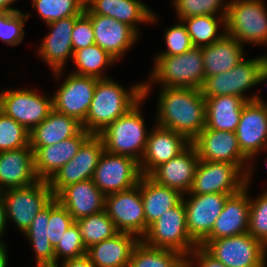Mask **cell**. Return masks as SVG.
<instances>
[{"label": "cell", "mask_w": 267, "mask_h": 267, "mask_svg": "<svg viewBox=\"0 0 267 267\" xmlns=\"http://www.w3.org/2000/svg\"><path fill=\"white\" fill-rule=\"evenodd\" d=\"M159 92L155 124L192 142L205 127V97L201 90L161 87Z\"/></svg>", "instance_id": "cell-1"}, {"label": "cell", "mask_w": 267, "mask_h": 267, "mask_svg": "<svg viewBox=\"0 0 267 267\" xmlns=\"http://www.w3.org/2000/svg\"><path fill=\"white\" fill-rule=\"evenodd\" d=\"M46 96L36 89L0 90V110L30 132L53 109L52 95Z\"/></svg>", "instance_id": "cell-12"}, {"label": "cell", "mask_w": 267, "mask_h": 267, "mask_svg": "<svg viewBox=\"0 0 267 267\" xmlns=\"http://www.w3.org/2000/svg\"><path fill=\"white\" fill-rule=\"evenodd\" d=\"M142 98V82L133 84L127 90L115 79H99L82 126L91 135H99L116 119L125 115Z\"/></svg>", "instance_id": "cell-2"}, {"label": "cell", "mask_w": 267, "mask_h": 267, "mask_svg": "<svg viewBox=\"0 0 267 267\" xmlns=\"http://www.w3.org/2000/svg\"><path fill=\"white\" fill-rule=\"evenodd\" d=\"M71 38L74 52L95 44L92 22L85 12L76 18Z\"/></svg>", "instance_id": "cell-46"}, {"label": "cell", "mask_w": 267, "mask_h": 267, "mask_svg": "<svg viewBox=\"0 0 267 267\" xmlns=\"http://www.w3.org/2000/svg\"><path fill=\"white\" fill-rule=\"evenodd\" d=\"M191 144L200 160L247 166L250 164L240 150L235 132L204 128Z\"/></svg>", "instance_id": "cell-19"}, {"label": "cell", "mask_w": 267, "mask_h": 267, "mask_svg": "<svg viewBox=\"0 0 267 267\" xmlns=\"http://www.w3.org/2000/svg\"><path fill=\"white\" fill-rule=\"evenodd\" d=\"M14 2H16V0H0V11H3V12H20V9L12 7Z\"/></svg>", "instance_id": "cell-50"}, {"label": "cell", "mask_w": 267, "mask_h": 267, "mask_svg": "<svg viewBox=\"0 0 267 267\" xmlns=\"http://www.w3.org/2000/svg\"><path fill=\"white\" fill-rule=\"evenodd\" d=\"M91 136L84 128L75 136L54 145L31 147L34 167L39 180L49 181L55 173L77 154L81 145Z\"/></svg>", "instance_id": "cell-22"}, {"label": "cell", "mask_w": 267, "mask_h": 267, "mask_svg": "<svg viewBox=\"0 0 267 267\" xmlns=\"http://www.w3.org/2000/svg\"><path fill=\"white\" fill-rule=\"evenodd\" d=\"M139 238L130 233L118 232L87 248L86 255L95 267H128L132 251Z\"/></svg>", "instance_id": "cell-28"}, {"label": "cell", "mask_w": 267, "mask_h": 267, "mask_svg": "<svg viewBox=\"0 0 267 267\" xmlns=\"http://www.w3.org/2000/svg\"><path fill=\"white\" fill-rule=\"evenodd\" d=\"M72 60L77 68L73 73L97 79L109 78L103 73V71L105 72L104 68L117 62L114 57L97 44L76 50Z\"/></svg>", "instance_id": "cell-35"}, {"label": "cell", "mask_w": 267, "mask_h": 267, "mask_svg": "<svg viewBox=\"0 0 267 267\" xmlns=\"http://www.w3.org/2000/svg\"><path fill=\"white\" fill-rule=\"evenodd\" d=\"M105 211L118 232L134 234L139 239L147 232L140 181L129 190L106 195Z\"/></svg>", "instance_id": "cell-14"}, {"label": "cell", "mask_w": 267, "mask_h": 267, "mask_svg": "<svg viewBox=\"0 0 267 267\" xmlns=\"http://www.w3.org/2000/svg\"><path fill=\"white\" fill-rule=\"evenodd\" d=\"M143 100L145 98L99 134L105 151L131 157L140 163L149 135L141 112Z\"/></svg>", "instance_id": "cell-4"}, {"label": "cell", "mask_w": 267, "mask_h": 267, "mask_svg": "<svg viewBox=\"0 0 267 267\" xmlns=\"http://www.w3.org/2000/svg\"><path fill=\"white\" fill-rule=\"evenodd\" d=\"M140 194L148 226L176 206L183 196L176 189L156 183L148 175L140 178Z\"/></svg>", "instance_id": "cell-32"}, {"label": "cell", "mask_w": 267, "mask_h": 267, "mask_svg": "<svg viewBox=\"0 0 267 267\" xmlns=\"http://www.w3.org/2000/svg\"><path fill=\"white\" fill-rule=\"evenodd\" d=\"M141 240L149 246L177 251L187 257L198 245L188 234L183 200L150 224Z\"/></svg>", "instance_id": "cell-7"}, {"label": "cell", "mask_w": 267, "mask_h": 267, "mask_svg": "<svg viewBox=\"0 0 267 267\" xmlns=\"http://www.w3.org/2000/svg\"><path fill=\"white\" fill-rule=\"evenodd\" d=\"M266 55L251 59H243L229 71L205 77L201 93L204 97L220 95H233L243 98L245 101H253L256 94L246 96L251 87L259 84V74Z\"/></svg>", "instance_id": "cell-11"}, {"label": "cell", "mask_w": 267, "mask_h": 267, "mask_svg": "<svg viewBox=\"0 0 267 267\" xmlns=\"http://www.w3.org/2000/svg\"><path fill=\"white\" fill-rule=\"evenodd\" d=\"M267 81V55L262 63L260 74H259V83Z\"/></svg>", "instance_id": "cell-51"}, {"label": "cell", "mask_w": 267, "mask_h": 267, "mask_svg": "<svg viewBox=\"0 0 267 267\" xmlns=\"http://www.w3.org/2000/svg\"><path fill=\"white\" fill-rule=\"evenodd\" d=\"M248 233L267 247V190L251 198Z\"/></svg>", "instance_id": "cell-41"}, {"label": "cell", "mask_w": 267, "mask_h": 267, "mask_svg": "<svg viewBox=\"0 0 267 267\" xmlns=\"http://www.w3.org/2000/svg\"><path fill=\"white\" fill-rule=\"evenodd\" d=\"M30 132L0 110V152L29 145Z\"/></svg>", "instance_id": "cell-40"}, {"label": "cell", "mask_w": 267, "mask_h": 267, "mask_svg": "<svg viewBox=\"0 0 267 267\" xmlns=\"http://www.w3.org/2000/svg\"><path fill=\"white\" fill-rule=\"evenodd\" d=\"M244 45L225 34L220 40L202 47L205 77L229 71L245 59Z\"/></svg>", "instance_id": "cell-30"}, {"label": "cell", "mask_w": 267, "mask_h": 267, "mask_svg": "<svg viewBox=\"0 0 267 267\" xmlns=\"http://www.w3.org/2000/svg\"><path fill=\"white\" fill-rule=\"evenodd\" d=\"M264 0H230L226 34L241 44L267 45V6Z\"/></svg>", "instance_id": "cell-5"}, {"label": "cell", "mask_w": 267, "mask_h": 267, "mask_svg": "<svg viewBox=\"0 0 267 267\" xmlns=\"http://www.w3.org/2000/svg\"><path fill=\"white\" fill-rule=\"evenodd\" d=\"M59 264L62 265L61 267H95L87 255L78 258L68 259L63 261L62 263L59 262L57 267H59Z\"/></svg>", "instance_id": "cell-48"}, {"label": "cell", "mask_w": 267, "mask_h": 267, "mask_svg": "<svg viewBox=\"0 0 267 267\" xmlns=\"http://www.w3.org/2000/svg\"><path fill=\"white\" fill-rule=\"evenodd\" d=\"M32 8L37 10L45 24L70 16H79L85 10L86 0H32Z\"/></svg>", "instance_id": "cell-38"}, {"label": "cell", "mask_w": 267, "mask_h": 267, "mask_svg": "<svg viewBox=\"0 0 267 267\" xmlns=\"http://www.w3.org/2000/svg\"><path fill=\"white\" fill-rule=\"evenodd\" d=\"M49 204L37 213L30 227L23 233L32 245L36 267H56L54 247L48 234Z\"/></svg>", "instance_id": "cell-33"}, {"label": "cell", "mask_w": 267, "mask_h": 267, "mask_svg": "<svg viewBox=\"0 0 267 267\" xmlns=\"http://www.w3.org/2000/svg\"><path fill=\"white\" fill-rule=\"evenodd\" d=\"M39 181L34 167L33 149L28 145L0 152V191L27 187Z\"/></svg>", "instance_id": "cell-26"}, {"label": "cell", "mask_w": 267, "mask_h": 267, "mask_svg": "<svg viewBox=\"0 0 267 267\" xmlns=\"http://www.w3.org/2000/svg\"><path fill=\"white\" fill-rule=\"evenodd\" d=\"M249 166L200 160L192 186L186 194L238 193L246 186Z\"/></svg>", "instance_id": "cell-10"}, {"label": "cell", "mask_w": 267, "mask_h": 267, "mask_svg": "<svg viewBox=\"0 0 267 267\" xmlns=\"http://www.w3.org/2000/svg\"><path fill=\"white\" fill-rule=\"evenodd\" d=\"M86 14L104 15L132 27L139 34L142 23H157L158 17L140 0H86ZM140 23V24H139Z\"/></svg>", "instance_id": "cell-25"}, {"label": "cell", "mask_w": 267, "mask_h": 267, "mask_svg": "<svg viewBox=\"0 0 267 267\" xmlns=\"http://www.w3.org/2000/svg\"><path fill=\"white\" fill-rule=\"evenodd\" d=\"M246 102L233 95L205 97L204 128L235 132Z\"/></svg>", "instance_id": "cell-31"}, {"label": "cell", "mask_w": 267, "mask_h": 267, "mask_svg": "<svg viewBox=\"0 0 267 267\" xmlns=\"http://www.w3.org/2000/svg\"><path fill=\"white\" fill-rule=\"evenodd\" d=\"M7 222L17 225L23 234L31 225L39 211L45 208L54 198L48 181L39 180L27 187L8 188L0 191Z\"/></svg>", "instance_id": "cell-8"}, {"label": "cell", "mask_w": 267, "mask_h": 267, "mask_svg": "<svg viewBox=\"0 0 267 267\" xmlns=\"http://www.w3.org/2000/svg\"><path fill=\"white\" fill-rule=\"evenodd\" d=\"M7 252L6 246L0 247V267H7Z\"/></svg>", "instance_id": "cell-52"}, {"label": "cell", "mask_w": 267, "mask_h": 267, "mask_svg": "<svg viewBox=\"0 0 267 267\" xmlns=\"http://www.w3.org/2000/svg\"><path fill=\"white\" fill-rule=\"evenodd\" d=\"M56 257V267L59 263V259L68 260L78 258L86 255L87 249L82 240L79 226L76 221L68 227L64 232L63 237L60 238L59 243L54 248Z\"/></svg>", "instance_id": "cell-42"}, {"label": "cell", "mask_w": 267, "mask_h": 267, "mask_svg": "<svg viewBox=\"0 0 267 267\" xmlns=\"http://www.w3.org/2000/svg\"><path fill=\"white\" fill-rule=\"evenodd\" d=\"M55 198L67 209L74 221L105 210V195L92 179L66 186Z\"/></svg>", "instance_id": "cell-27"}, {"label": "cell", "mask_w": 267, "mask_h": 267, "mask_svg": "<svg viewBox=\"0 0 267 267\" xmlns=\"http://www.w3.org/2000/svg\"><path fill=\"white\" fill-rule=\"evenodd\" d=\"M177 23L165 31L164 40L167 49L156 55H178L185 53L193 47L185 25L181 20Z\"/></svg>", "instance_id": "cell-45"}, {"label": "cell", "mask_w": 267, "mask_h": 267, "mask_svg": "<svg viewBox=\"0 0 267 267\" xmlns=\"http://www.w3.org/2000/svg\"><path fill=\"white\" fill-rule=\"evenodd\" d=\"M229 196L220 193L183 194L188 234L197 245L211 233Z\"/></svg>", "instance_id": "cell-16"}, {"label": "cell", "mask_w": 267, "mask_h": 267, "mask_svg": "<svg viewBox=\"0 0 267 267\" xmlns=\"http://www.w3.org/2000/svg\"><path fill=\"white\" fill-rule=\"evenodd\" d=\"M98 80L70 72L52 95L53 109L83 123Z\"/></svg>", "instance_id": "cell-17"}, {"label": "cell", "mask_w": 267, "mask_h": 267, "mask_svg": "<svg viewBox=\"0 0 267 267\" xmlns=\"http://www.w3.org/2000/svg\"><path fill=\"white\" fill-rule=\"evenodd\" d=\"M30 13L1 11L0 39L9 46L19 45L24 37V24Z\"/></svg>", "instance_id": "cell-43"}, {"label": "cell", "mask_w": 267, "mask_h": 267, "mask_svg": "<svg viewBox=\"0 0 267 267\" xmlns=\"http://www.w3.org/2000/svg\"><path fill=\"white\" fill-rule=\"evenodd\" d=\"M191 38L193 46L203 47L220 40L225 34V17L215 15H200L181 19ZM224 27L219 33V28Z\"/></svg>", "instance_id": "cell-36"}, {"label": "cell", "mask_w": 267, "mask_h": 267, "mask_svg": "<svg viewBox=\"0 0 267 267\" xmlns=\"http://www.w3.org/2000/svg\"><path fill=\"white\" fill-rule=\"evenodd\" d=\"M142 177L139 162L135 159L104 150L92 180L106 196L135 187Z\"/></svg>", "instance_id": "cell-13"}, {"label": "cell", "mask_w": 267, "mask_h": 267, "mask_svg": "<svg viewBox=\"0 0 267 267\" xmlns=\"http://www.w3.org/2000/svg\"><path fill=\"white\" fill-rule=\"evenodd\" d=\"M225 267H266L267 247L248 232L200 244Z\"/></svg>", "instance_id": "cell-6"}, {"label": "cell", "mask_w": 267, "mask_h": 267, "mask_svg": "<svg viewBox=\"0 0 267 267\" xmlns=\"http://www.w3.org/2000/svg\"><path fill=\"white\" fill-rule=\"evenodd\" d=\"M7 226L6 209L2 198L0 197V238L5 232ZM7 246L3 240L0 239V247Z\"/></svg>", "instance_id": "cell-49"}, {"label": "cell", "mask_w": 267, "mask_h": 267, "mask_svg": "<svg viewBox=\"0 0 267 267\" xmlns=\"http://www.w3.org/2000/svg\"><path fill=\"white\" fill-rule=\"evenodd\" d=\"M249 187L250 185H246L241 191L227 198L223 210L215 220L211 233L204 240H216L248 232Z\"/></svg>", "instance_id": "cell-24"}, {"label": "cell", "mask_w": 267, "mask_h": 267, "mask_svg": "<svg viewBox=\"0 0 267 267\" xmlns=\"http://www.w3.org/2000/svg\"><path fill=\"white\" fill-rule=\"evenodd\" d=\"M235 134L242 154L251 162L246 172V185L251 184L253 159L267 149V102L258 95L242 109Z\"/></svg>", "instance_id": "cell-9"}, {"label": "cell", "mask_w": 267, "mask_h": 267, "mask_svg": "<svg viewBox=\"0 0 267 267\" xmlns=\"http://www.w3.org/2000/svg\"><path fill=\"white\" fill-rule=\"evenodd\" d=\"M224 0H173L178 21L200 15L224 16L226 18L228 2ZM221 10V12H220ZM220 12V13H219ZM219 14V15H218Z\"/></svg>", "instance_id": "cell-39"}, {"label": "cell", "mask_w": 267, "mask_h": 267, "mask_svg": "<svg viewBox=\"0 0 267 267\" xmlns=\"http://www.w3.org/2000/svg\"><path fill=\"white\" fill-rule=\"evenodd\" d=\"M0 29H1V11H0Z\"/></svg>", "instance_id": "cell-53"}, {"label": "cell", "mask_w": 267, "mask_h": 267, "mask_svg": "<svg viewBox=\"0 0 267 267\" xmlns=\"http://www.w3.org/2000/svg\"><path fill=\"white\" fill-rule=\"evenodd\" d=\"M191 142L182 134L154 125L149 131L146 149L140 160L142 175H149L156 167L183 152Z\"/></svg>", "instance_id": "cell-20"}, {"label": "cell", "mask_w": 267, "mask_h": 267, "mask_svg": "<svg viewBox=\"0 0 267 267\" xmlns=\"http://www.w3.org/2000/svg\"><path fill=\"white\" fill-rule=\"evenodd\" d=\"M200 159L190 144L178 156L156 167L148 176L156 183L178 190L182 195L189 192Z\"/></svg>", "instance_id": "cell-23"}, {"label": "cell", "mask_w": 267, "mask_h": 267, "mask_svg": "<svg viewBox=\"0 0 267 267\" xmlns=\"http://www.w3.org/2000/svg\"><path fill=\"white\" fill-rule=\"evenodd\" d=\"M186 267H225V266L217 259H215L213 256H211L202 246L198 245L186 257Z\"/></svg>", "instance_id": "cell-47"}, {"label": "cell", "mask_w": 267, "mask_h": 267, "mask_svg": "<svg viewBox=\"0 0 267 267\" xmlns=\"http://www.w3.org/2000/svg\"><path fill=\"white\" fill-rule=\"evenodd\" d=\"M128 267H186V257L177 251L149 246L140 239Z\"/></svg>", "instance_id": "cell-34"}, {"label": "cell", "mask_w": 267, "mask_h": 267, "mask_svg": "<svg viewBox=\"0 0 267 267\" xmlns=\"http://www.w3.org/2000/svg\"><path fill=\"white\" fill-rule=\"evenodd\" d=\"M76 223L79 226L80 234L86 249L105 239L112 238L118 233L112 219L105 210L78 219Z\"/></svg>", "instance_id": "cell-37"}, {"label": "cell", "mask_w": 267, "mask_h": 267, "mask_svg": "<svg viewBox=\"0 0 267 267\" xmlns=\"http://www.w3.org/2000/svg\"><path fill=\"white\" fill-rule=\"evenodd\" d=\"M77 17L70 16L46 24L50 31L38 46L37 56L42 57L41 59L50 66L56 79L63 73L67 60L73 59L71 34Z\"/></svg>", "instance_id": "cell-18"}, {"label": "cell", "mask_w": 267, "mask_h": 267, "mask_svg": "<svg viewBox=\"0 0 267 267\" xmlns=\"http://www.w3.org/2000/svg\"><path fill=\"white\" fill-rule=\"evenodd\" d=\"M83 129L82 123L52 109L48 116L29 134L30 147H45L77 135Z\"/></svg>", "instance_id": "cell-29"}, {"label": "cell", "mask_w": 267, "mask_h": 267, "mask_svg": "<svg viewBox=\"0 0 267 267\" xmlns=\"http://www.w3.org/2000/svg\"><path fill=\"white\" fill-rule=\"evenodd\" d=\"M104 150L103 139L99 135H91L73 159L63 165L48 181L53 195L56 197L66 186L92 179Z\"/></svg>", "instance_id": "cell-15"}, {"label": "cell", "mask_w": 267, "mask_h": 267, "mask_svg": "<svg viewBox=\"0 0 267 267\" xmlns=\"http://www.w3.org/2000/svg\"><path fill=\"white\" fill-rule=\"evenodd\" d=\"M152 69L149 82H143V98L149 96L153 83L200 90L205 80L202 47L193 46L178 55H156Z\"/></svg>", "instance_id": "cell-3"}, {"label": "cell", "mask_w": 267, "mask_h": 267, "mask_svg": "<svg viewBox=\"0 0 267 267\" xmlns=\"http://www.w3.org/2000/svg\"><path fill=\"white\" fill-rule=\"evenodd\" d=\"M92 22L95 44L117 61L139 40V34L129 25L104 15L87 14Z\"/></svg>", "instance_id": "cell-21"}, {"label": "cell", "mask_w": 267, "mask_h": 267, "mask_svg": "<svg viewBox=\"0 0 267 267\" xmlns=\"http://www.w3.org/2000/svg\"><path fill=\"white\" fill-rule=\"evenodd\" d=\"M75 221L68 213L67 209L54 198L49 203V221H48V238L51 245L55 248L59 243L60 238L63 237L64 232Z\"/></svg>", "instance_id": "cell-44"}]
</instances>
